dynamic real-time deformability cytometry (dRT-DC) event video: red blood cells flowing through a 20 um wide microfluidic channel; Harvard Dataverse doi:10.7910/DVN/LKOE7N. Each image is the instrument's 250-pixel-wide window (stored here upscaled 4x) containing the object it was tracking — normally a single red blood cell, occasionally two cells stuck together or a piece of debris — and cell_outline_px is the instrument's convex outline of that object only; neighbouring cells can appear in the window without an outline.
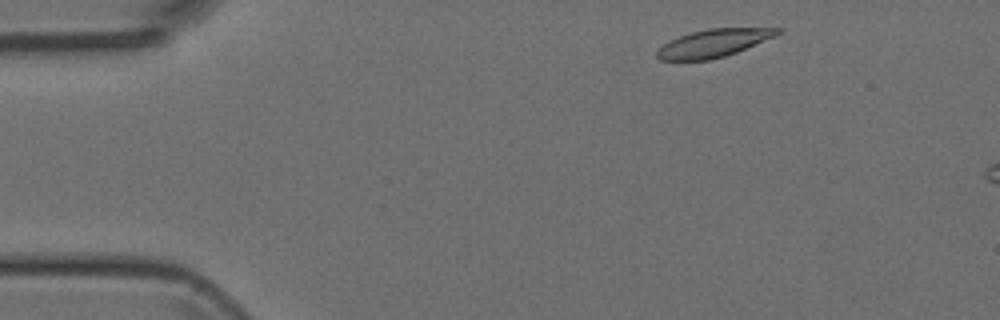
{"species": "Egyptian fruit bat (a non-hibernating species)", "species_latin": "Rousettus aegyptiacus", "temperature_condition": "room temperature", "stored_images_in_passage": 8, "camera_frame_rate_fps": 3000, "um_per_image_px": 0.085, "animal": {"sex": "female"}, "frame": {"image": 1, "passage_image": 2, "time_ms": 0.333, "image_size_px": [1000, 320], "cell_outline_px": [[784, 28], [776, 36], [736, 52], [724, 56], [708, 60], [660, 60], [656, 56], [656, 52], [664, 44], [680, 36], [692, 32], [708, 28]], "centroid_in_image_um": [60.67, 3.66], "position_along_channel_um": 24.3, "area_um2": 19.25}}